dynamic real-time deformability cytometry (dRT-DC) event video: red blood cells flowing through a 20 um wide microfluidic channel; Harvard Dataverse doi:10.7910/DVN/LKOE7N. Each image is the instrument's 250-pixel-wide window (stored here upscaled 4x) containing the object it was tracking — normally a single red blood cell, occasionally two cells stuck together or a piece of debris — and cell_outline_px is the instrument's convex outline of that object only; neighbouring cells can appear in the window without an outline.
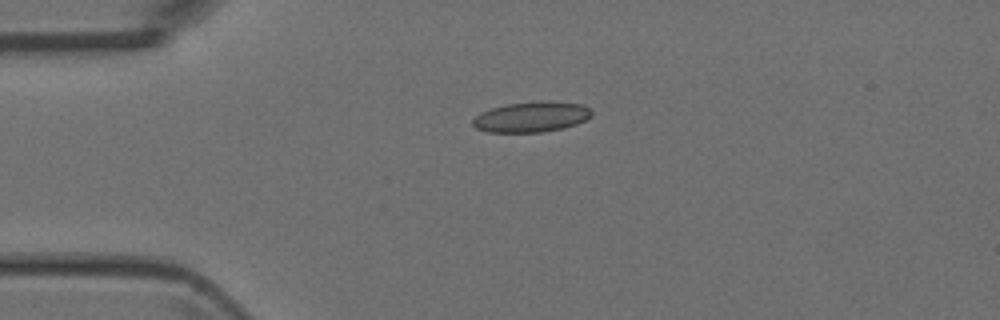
{"species": "Egyptian fruit bat (a non-hibernating species)", "species_latin": "Rousettus aegyptiacus", "temperature_condition": "room temperature", "stored_images_in_passage": 2, "camera_frame_rate_fps": 3000, "um_per_image_px": 0.085, "animal": {"sex": "female"}, "frame": {"image": 1, "passage_image": 1, "time_ms": 0.0, "image_size_px": [1000, 320], "cell_outline_px": [[592, 116], [576, 124], [564, 128], [540, 132], [488, 132], [476, 128], [472, 124], [472, 120], [480, 112], [492, 108], [508, 104], [540, 100], [552, 100], [584, 104], [592, 112]], "centroid_in_image_um": [45.19, 9.92], "position_along_channel_um": 39.8, "area_um2": 21.27}}